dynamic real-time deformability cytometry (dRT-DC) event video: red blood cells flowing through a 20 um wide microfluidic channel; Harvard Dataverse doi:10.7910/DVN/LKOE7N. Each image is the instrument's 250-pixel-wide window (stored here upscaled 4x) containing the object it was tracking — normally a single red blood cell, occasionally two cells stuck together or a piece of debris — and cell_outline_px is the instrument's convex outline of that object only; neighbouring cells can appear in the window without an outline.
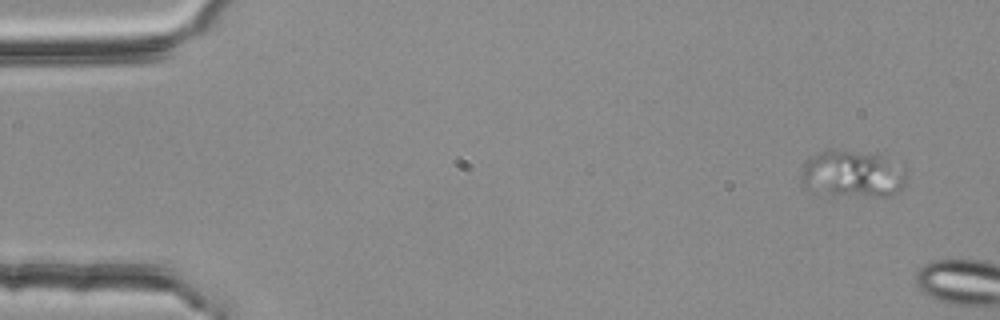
{"species": "common noctule bat (a hibernating species)", "species_latin": "Nyctalus noctula", "temperature_condition": "room temperature", "stored_images_in_passage": 4, "camera_frame_rate_fps": 3000, "um_per_image_px": 0.085, "animal": {"sex": "female", "body_mass_g": 25.1}, "frame": {"image": 1, "passage_image": 1, "time_ms": 0.0, "image_size_px": [1000, 320], "cell_outline_px": [[908, 180], [892, 196], [880, 196], [812, 192], [804, 188], [800, 184], [800, 176], [808, 160], [812, 156], [828, 148], [840, 148], [876, 152], [904, 172], [908, 176]], "centroid_in_image_um": [72.41, 14.75], "position_along_channel_um": 12.6, "area_um2": 28.9}}